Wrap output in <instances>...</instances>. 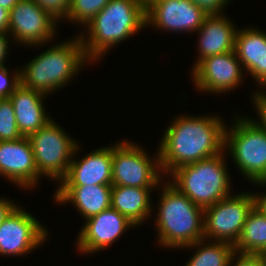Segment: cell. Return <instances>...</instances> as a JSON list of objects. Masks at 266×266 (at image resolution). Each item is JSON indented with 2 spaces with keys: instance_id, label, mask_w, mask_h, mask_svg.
Returning a JSON list of instances; mask_svg holds the SVG:
<instances>
[{
  "instance_id": "6da1fadb",
  "label": "cell",
  "mask_w": 266,
  "mask_h": 266,
  "mask_svg": "<svg viewBox=\"0 0 266 266\" xmlns=\"http://www.w3.org/2000/svg\"><path fill=\"white\" fill-rule=\"evenodd\" d=\"M217 116H177L160 140L162 173L170 174L186 164L198 162L225 151L224 121Z\"/></svg>"
},
{
  "instance_id": "7a4b0ae2",
  "label": "cell",
  "mask_w": 266,
  "mask_h": 266,
  "mask_svg": "<svg viewBox=\"0 0 266 266\" xmlns=\"http://www.w3.org/2000/svg\"><path fill=\"white\" fill-rule=\"evenodd\" d=\"M86 26L88 37L83 33L79 37L86 57L91 62L103 57L112 46L145 28L146 9L138 0H111L85 25V29Z\"/></svg>"
},
{
  "instance_id": "3957f363",
  "label": "cell",
  "mask_w": 266,
  "mask_h": 266,
  "mask_svg": "<svg viewBox=\"0 0 266 266\" xmlns=\"http://www.w3.org/2000/svg\"><path fill=\"white\" fill-rule=\"evenodd\" d=\"M155 219L159 245L185 248L204 239V208L169 182L164 183Z\"/></svg>"
},
{
  "instance_id": "277c9868",
  "label": "cell",
  "mask_w": 266,
  "mask_h": 266,
  "mask_svg": "<svg viewBox=\"0 0 266 266\" xmlns=\"http://www.w3.org/2000/svg\"><path fill=\"white\" fill-rule=\"evenodd\" d=\"M53 46L20 70L23 86L48 95L64 87L89 62L79 35Z\"/></svg>"
},
{
  "instance_id": "5b68a950",
  "label": "cell",
  "mask_w": 266,
  "mask_h": 266,
  "mask_svg": "<svg viewBox=\"0 0 266 266\" xmlns=\"http://www.w3.org/2000/svg\"><path fill=\"white\" fill-rule=\"evenodd\" d=\"M224 154V155H223ZM224 152L186 164L170 173L172 184L194 204L206 208L232 195Z\"/></svg>"
},
{
  "instance_id": "8992f818",
  "label": "cell",
  "mask_w": 266,
  "mask_h": 266,
  "mask_svg": "<svg viewBox=\"0 0 266 266\" xmlns=\"http://www.w3.org/2000/svg\"><path fill=\"white\" fill-rule=\"evenodd\" d=\"M239 117H235L229 130L225 128V150H229L244 177L252 184L266 187V131L252 119Z\"/></svg>"
},
{
  "instance_id": "52a82bcc",
  "label": "cell",
  "mask_w": 266,
  "mask_h": 266,
  "mask_svg": "<svg viewBox=\"0 0 266 266\" xmlns=\"http://www.w3.org/2000/svg\"><path fill=\"white\" fill-rule=\"evenodd\" d=\"M53 120H49L40 130L30 134L28 139L39 176L44 175L60 182L65 177L79 146Z\"/></svg>"
},
{
  "instance_id": "ba28073f",
  "label": "cell",
  "mask_w": 266,
  "mask_h": 266,
  "mask_svg": "<svg viewBox=\"0 0 266 266\" xmlns=\"http://www.w3.org/2000/svg\"><path fill=\"white\" fill-rule=\"evenodd\" d=\"M155 154V160L151 159L143 147L127 140L113 145L112 185L158 187L162 182V170L159 152Z\"/></svg>"
},
{
  "instance_id": "9c48e42d",
  "label": "cell",
  "mask_w": 266,
  "mask_h": 266,
  "mask_svg": "<svg viewBox=\"0 0 266 266\" xmlns=\"http://www.w3.org/2000/svg\"><path fill=\"white\" fill-rule=\"evenodd\" d=\"M253 207V193L241 192L204 208V239L235 245Z\"/></svg>"
},
{
  "instance_id": "30bf717a",
  "label": "cell",
  "mask_w": 266,
  "mask_h": 266,
  "mask_svg": "<svg viewBox=\"0 0 266 266\" xmlns=\"http://www.w3.org/2000/svg\"><path fill=\"white\" fill-rule=\"evenodd\" d=\"M57 22L34 1L20 0L10 10L8 34L19 44L43 46L57 33Z\"/></svg>"
},
{
  "instance_id": "8fae6325",
  "label": "cell",
  "mask_w": 266,
  "mask_h": 266,
  "mask_svg": "<svg viewBox=\"0 0 266 266\" xmlns=\"http://www.w3.org/2000/svg\"><path fill=\"white\" fill-rule=\"evenodd\" d=\"M47 232L32 214L17 206L0 225V255H26L47 240Z\"/></svg>"
},
{
  "instance_id": "7c38bea8",
  "label": "cell",
  "mask_w": 266,
  "mask_h": 266,
  "mask_svg": "<svg viewBox=\"0 0 266 266\" xmlns=\"http://www.w3.org/2000/svg\"><path fill=\"white\" fill-rule=\"evenodd\" d=\"M242 69L235 51L204 58L192 69L194 86L205 93H226L240 85Z\"/></svg>"
},
{
  "instance_id": "4fadbf2b",
  "label": "cell",
  "mask_w": 266,
  "mask_h": 266,
  "mask_svg": "<svg viewBox=\"0 0 266 266\" xmlns=\"http://www.w3.org/2000/svg\"><path fill=\"white\" fill-rule=\"evenodd\" d=\"M77 237L81 253H94L111 246L129 227H137L126 216L112 207L85 220Z\"/></svg>"
},
{
  "instance_id": "5bb4252c",
  "label": "cell",
  "mask_w": 266,
  "mask_h": 266,
  "mask_svg": "<svg viewBox=\"0 0 266 266\" xmlns=\"http://www.w3.org/2000/svg\"><path fill=\"white\" fill-rule=\"evenodd\" d=\"M206 16L190 0H158L146 9V26L153 24L161 31L194 33L203 25Z\"/></svg>"
},
{
  "instance_id": "9a60e30c",
  "label": "cell",
  "mask_w": 266,
  "mask_h": 266,
  "mask_svg": "<svg viewBox=\"0 0 266 266\" xmlns=\"http://www.w3.org/2000/svg\"><path fill=\"white\" fill-rule=\"evenodd\" d=\"M0 175L18 187L34 188L39 178L28 137L0 141Z\"/></svg>"
},
{
  "instance_id": "2e32d148",
  "label": "cell",
  "mask_w": 266,
  "mask_h": 266,
  "mask_svg": "<svg viewBox=\"0 0 266 266\" xmlns=\"http://www.w3.org/2000/svg\"><path fill=\"white\" fill-rule=\"evenodd\" d=\"M60 185H112V146L96 149L82 159L72 158Z\"/></svg>"
},
{
  "instance_id": "e0dca14e",
  "label": "cell",
  "mask_w": 266,
  "mask_h": 266,
  "mask_svg": "<svg viewBox=\"0 0 266 266\" xmlns=\"http://www.w3.org/2000/svg\"><path fill=\"white\" fill-rule=\"evenodd\" d=\"M234 51L242 67L260 86H266V32L258 28L237 29Z\"/></svg>"
},
{
  "instance_id": "ac0fdd59",
  "label": "cell",
  "mask_w": 266,
  "mask_h": 266,
  "mask_svg": "<svg viewBox=\"0 0 266 266\" xmlns=\"http://www.w3.org/2000/svg\"><path fill=\"white\" fill-rule=\"evenodd\" d=\"M45 96L47 95L25 87L21 83L9 96L14 107L17 127L23 137L37 132L51 120V117L46 115L42 103Z\"/></svg>"
},
{
  "instance_id": "d6986e66",
  "label": "cell",
  "mask_w": 266,
  "mask_h": 266,
  "mask_svg": "<svg viewBox=\"0 0 266 266\" xmlns=\"http://www.w3.org/2000/svg\"><path fill=\"white\" fill-rule=\"evenodd\" d=\"M112 185H59L56 202L72 203L88 219L111 207Z\"/></svg>"
},
{
  "instance_id": "ffe728a7",
  "label": "cell",
  "mask_w": 266,
  "mask_h": 266,
  "mask_svg": "<svg viewBox=\"0 0 266 266\" xmlns=\"http://www.w3.org/2000/svg\"><path fill=\"white\" fill-rule=\"evenodd\" d=\"M231 22L225 14L205 17L203 25L197 31L200 37L197 50H200L193 68L204 58L234 51L237 28Z\"/></svg>"
},
{
  "instance_id": "44dd1931",
  "label": "cell",
  "mask_w": 266,
  "mask_h": 266,
  "mask_svg": "<svg viewBox=\"0 0 266 266\" xmlns=\"http://www.w3.org/2000/svg\"><path fill=\"white\" fill-rule=\"evenodd\" d=\"M154 188L112 185L111 207L139 226L153 211L150 192Z\"/></svg>"
},
{
  "instance_id": "7402d4cb",
  "label": "cell",
  "mask_w": 266,
  "mask_h": 266,
  "mask_svg": "<svg viewBox=\"0 0 266 266\" xmlns=\"http://www.w3.org/2000/svg\"><path fill=\"white\" fill-rule=\"evenodd\" d=\"M234 247L235 252L242 254L262 255L266 251V216L255 207L248 214Z\"/></svg>"
},
{
  "instance_id": "603a6c76",
  "label": "cell",
  "mask_w": 266,
  "mask_h": 266,
  "mask_svg": "<svg viewBox=\"0 0 266 266\" xmlns=\"http://www.w3.org/2000/svg\"><path fill=\"white\" fill-rule=\"evenodd\" d=\"M204 242H206L205 239L185 246L186 248L199 247L185 266H228L230 258L235 253L234 245L218 241Z\"/></svg>"
},
{
  "instance_id": "cb8c5ba5",
  "label": "cell",
  "mask_w": 266,
  "mask_h": 266,
  "mask_svg": "<svg viewBox=\"0 0 266 266\" xmlns=\"http://www.w3.org/2000/svg\"><path fill=\"white\" fill-rule=\"evenodd\" d=\"M111 0H71L66 21L87 25Z\"/></svg>"
},
{
  "instance_id": "d4e9b609",
  "label": "cell",
  "mask_w": 266,
  "mask_h": 266,
  "mask_svg": "<svg viewBox=\"0 0 266 266\" xmlns=\"http://www.w3.org/2000/svg\"><path fill=\"white\" fill-rule=\"evenodd\" d=\"M23 136L16 123L14 107L9 98L0 103V141L17 140Z\"/></svg>"
},
{
  "instance_id": "484cf974",
  "label": "cell",
  "mask_w": 266,
  "mask_h": 266,
  "mask_svg": "<svg viewBox=\"0 0 266 266\" xmlns=\"http://www.w3.org/2000/svg\"><path fill=\"white\" fill-rule=\"evenodd\" d=\"M46 10L54 19H65L70 8L71 0H32ZM61 19V20H60Z\"/></svg>"
},
{
  "instance_id": "4316f807",
  "label": "cell",
  "mask_w": 266,
  "mask_h": 266,
  "mask_svg": "<svg viewBox=\"0 0 266 266\" xmlns=\"http://www.w3.org/2000/svg\"><path fill=\"white\" fill-rule=\"evenodd\" d=\"M9 74L8 69L5 68V65L0 66V96L3 98H9L13 93L16 87L20 84V70Z\"/></svg>"
},
{
  "instance_id": "83f0119b",
  "label": "cell",
  "mask_w": 266,
  "mask_h": 266,
  "mask_svg": "<svg viewBox=\"0 0 266 266\" xmlns=\"http://www.w3.org/2000/svg\"><path fill=\"white\" fill-rule=\"evenodd\" d=\"M236 255H238L236 257ZM237 258L235 263L233 259ZM234 264V265H233ZM266 266V259L261 254H242L235 252L230 258L228 266Z\"/></svg>"
},
{
  "instance_id": "f1b7e54d",
  "label": "cell",
  "mask_w": 266,
  "mask_h": 266,
  "mask_svg": "<svg viewBox=\"0 0 266 266\" xmlns=\"http://www.w3.org/2000/svg\"><path fill=\"white\" fill-rule=\"evenodd\" d=\"M202 9L207 15H221L229 0H190ZM232 1V0H231Z\"/></svg>"
},
{
  "instance_id": "f546056e",
  "label": "cell",
  "mask_w": 266,
  "mask_h": 266,
  "mask_svg": "<svg viewBox=\"0 0 266 266\" xmlns=\"http://www.w3.org/2000/svg\"><path fill=\"white\" fill-rule=\"evenodd\" d=\"M262 92V93H261ZM265 93V94H264ZM253 96V102L255 105V111H257L258 116L260 118L259 121L253 120L260 128H262L264 131H266V92L263 91H257L254 93Z\"/></svg>"
},
{
  "instance_id": "4dcf8cb0",
  "label": "cell",
  "mask_w": 266,
  "mask_h": 266,
  "mask_svg": "<svg viewBox=\"0 0 266 266\" xmlns=\"http://www.w3.org/2000/svg\"><path fill=\"white\" fill-rule=\"evenodd\" d=\"M17 206L19 205H16L13 201L0 197V225Z\"/></svg>"
},
{
  "instance_id": "1f68e13d",
  "label": "cell",
  "mask_w": 266,
  "mask_h": 266,
  "mask_svg": "<svg viewBox=\"0 0 266 266\" xmlns=\"http://www.w3.org/2000/svg\"><path fill=\"white\" fill-rule=\"evenodd\" d=\"M8 33L5 32H0V66L5 65V59L7 57L8 54V50H9V41H8Z\"/></svg>"
},
{
  "instance_id": "d6a6232c",
  "label": "cell",
  "mask_w": 266,
  "mask_h": 266,
  "mask_svg": "<svg viewBox=\"0 0 266 266\" xmlns=\"http://www.w3.org/2000/svg\"><path fill=\"white\" fill-rule=\"evenodd\" d=\"M10 10L0 6V32L8 33Z\"/></svg>"
},
{
  "instance_id": "836d02e7",
  "label": "cell",
  "mask_w": 266,
  "mask_h": 266,
  "mask_svg": "<svg viewBox=\"0 0 266 266\" xmlns=\"http://www.w3.org/2000/svg\"><path fill=\"white\" fill-rule=\"evenodd\" d=\"M266 192V191H264ZM254 197V207L266 216V193L264 194H253Z\"/></svg>"
},
{
  "instance_id": "e575fe53",
  "label": "cell",
  "mask_w": 266,
  "mask_h": 266,
  "mask_svg": "<svg viewBox=\"0 0 266 266\" xmlns=\"http://www.w3.org/2000/svg\"><path fill=\"white\" fill-rule=\"evenodd\" d=\"M20 0H0V6L11 10Z\"/></svg>"
},
{
  "instance_id": "d590c367",
  "label": "cell",
  "mask_w": 266,
  "mask_h": 266,
  "mask_svg": "<svg viewBox=\"0 0 266 266\" xmlns=\"http://www.w3.org/2000/svg\"><path fill=\"white\" fill-rule=\"evenodd\" d=\"M158 0H138V2L145 8H149L153 3L157 2Z\"/></svg>"
},
{
  "instance_id": "8d00e7d4",
  "label": "cell",
  "mask_w": 266,
  "mask_h": 266,
  "mask_svg": "<svg viewBox=\"0 0 266 266\" xmlns=\"http://www.w3.org/2000/svg\"><path fill=\"white\" fill-rule=\"evenodd\" d=\"M264 257H265V259H266V251L262 254Z\"/></svg>"
}]
</instances>
